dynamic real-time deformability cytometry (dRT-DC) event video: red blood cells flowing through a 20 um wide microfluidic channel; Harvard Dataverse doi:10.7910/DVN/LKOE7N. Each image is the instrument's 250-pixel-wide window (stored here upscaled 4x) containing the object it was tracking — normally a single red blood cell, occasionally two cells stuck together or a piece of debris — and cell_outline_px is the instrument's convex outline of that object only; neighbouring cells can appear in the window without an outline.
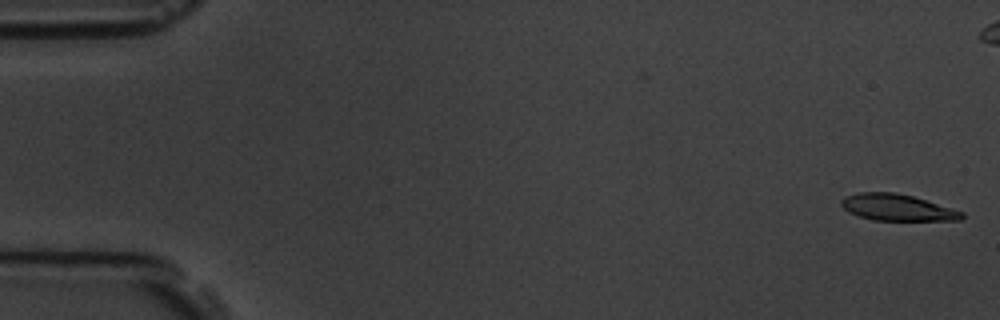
{"species": "common noctule bat (a hibernating species)", "species_latin": "Nyctalus noctula", "temperature_condition": "room temperature", "stored_images_in_passage": 5, "camera_frame_rate_fps": 3000, "um_per_image_px": 0.085, "animal": {"sex": "male", "body_mass_g": 19.5, "forearm_length_mm": 54.6}, "frame": {"image": 1, "passage_image": 1, "time_ms": 0.0, "image_size_px": [1000, 320], "cell_outline_px": [[964, 216], [960, 220], [872, 220], [848, 212], [840, 204], [840, 200], [844, 196], [856, 192], [896, 192], [912, 196], [964, 212]], "centroid_in_image_um": [76.21, 17.62], "position_along_channel_um": 8.8, "area_um2": 18.55}}